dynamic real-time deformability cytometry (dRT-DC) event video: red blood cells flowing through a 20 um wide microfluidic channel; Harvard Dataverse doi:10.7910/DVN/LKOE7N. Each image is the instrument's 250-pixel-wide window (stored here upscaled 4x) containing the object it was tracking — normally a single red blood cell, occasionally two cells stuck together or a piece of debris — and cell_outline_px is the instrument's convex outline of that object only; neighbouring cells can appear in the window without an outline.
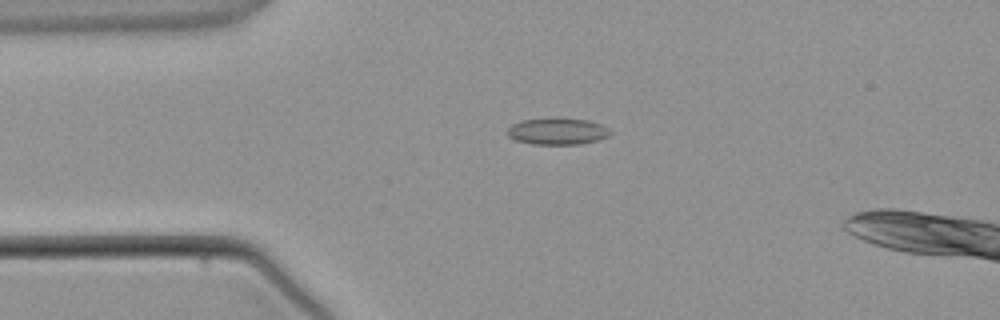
{"species": "common noctule bat (a hibernating species)", "species_latin": "Nyctalus noctula", "temperature_condition": "warm", "stored_images_in_passage": 4, "camera_frame_rate_fps": 3000, "um_per_image_px": 0.085, "animal": {"sex": "male", "body_mass_g": 21.5, "forearm_length_mm": 52.0}, "frame": {"image": 1, "passage_image": 4, "time_ms": 3.667, "image_size_px": [1000, 320], "cell_outline_px": [[612, 132], [608, 136], [596, 140], [580, 144], [532, 144], [516, 140], [508, 136], [504, 132], [512, 124], [520, 120], [548, 116], [556, 116], [588, 120], [600, 124], [608, 128]], "centroid_in_image_um": [47.32, 11.12], "position_along_channel_um": 37.7, "area_um2": 16.53}}